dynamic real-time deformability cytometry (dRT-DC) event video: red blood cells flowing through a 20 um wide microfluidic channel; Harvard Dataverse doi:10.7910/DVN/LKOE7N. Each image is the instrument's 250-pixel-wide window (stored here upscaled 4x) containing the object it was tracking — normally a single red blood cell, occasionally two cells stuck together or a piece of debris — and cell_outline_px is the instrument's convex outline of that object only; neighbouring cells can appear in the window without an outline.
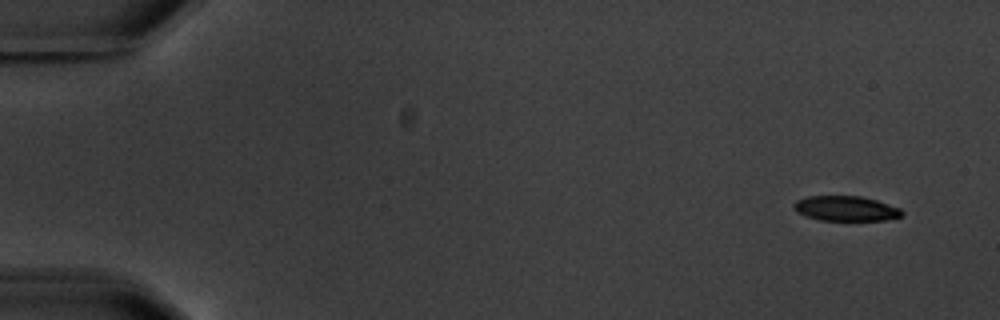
{"species": "common noctule bat (a hibernating species)", "species_latin": "Nyctalus noctula", "temperature_condition": "warm", "stored_images_in_passage": 6, "segment_of_instrument_passage": [1, 2], "camera_frame_rate_fps": 3000, "um_per_image_px": 0.085, "animal": {"sex": "male", "body_mass_g": 20.1, "forearm_length_mm": 53.5}, "frame": {"image": 1, "passage_image": 1, "time_ms": 0.0, "image_size_px": [1000, 320], "cell_outline_px": [[904, 212], [900, 216], [888, 220], [820, 220], [796, 212], [792, 208], [792, 204], [796, 200], [808, 196], [860, 196], [876, 200], [900, 208]], "centroid_in_image_um": [71.87, 17.72], "position_along_channel_um": 13.1, "area_um2": 15.72}}